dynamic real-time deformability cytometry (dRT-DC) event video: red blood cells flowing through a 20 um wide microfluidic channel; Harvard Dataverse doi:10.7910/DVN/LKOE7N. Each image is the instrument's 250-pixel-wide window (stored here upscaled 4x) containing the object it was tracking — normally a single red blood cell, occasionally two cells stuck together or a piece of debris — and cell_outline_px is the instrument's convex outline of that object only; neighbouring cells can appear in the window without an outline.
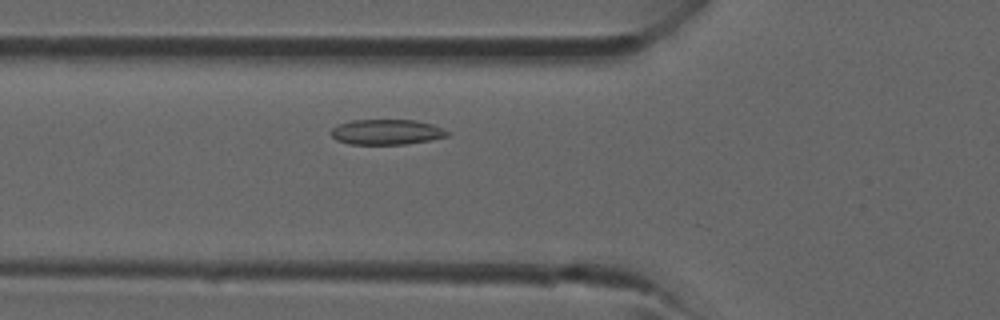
{"species": "common noctule bat (a hibernating species)", "species_latin": "Nyctalus noctula", "temperature_condition": "room temperature", "stored_images_in_passage": 9, "camera_frame_rate_fps": 3000, "um_per_image_px": 0.085, "animal": {"sex": "male", "forearm_length_mm": 52.5}, "frame": {"image": 1, "passage_image": 6, "time_ms": 1.667, "image_size_px": [1000, 320], "cell_outline_px": [[452, 132], [448, 136], [432, 140], [404, 144], [348, 144], [336, 140], [332, 136], [332, 128], [340, 124], [352, 120], [416, 120], [432, 124], [444, 128]], "centroid_in_image_um": [32.92, 11.22], "position_along_channel_um": 92.9, "area_um2": 17.22}}
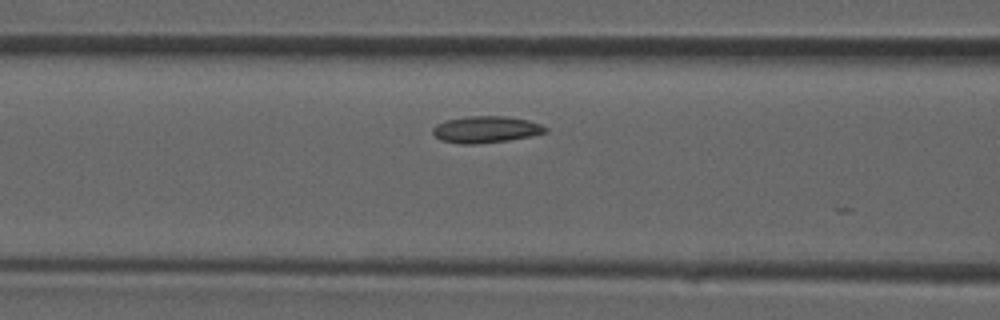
{"frame": {"image": 2, "passage_image": 8, "time_ms": 2.333, "image_size_px": [1000, 320], "cell_outline_px": [[548, 132], [508, 140], [476, 144], [460, 144], [440, 140], [432, 132], [432, 128], [436, 124], [448, 120], [468, 116], [508, 116], [528, 120], [540, 124], [548, 128]], "centroid_in_image_um": [41.29, 11.0], "position_along_channel_um": 125.3, "area_um2": 17.46}}